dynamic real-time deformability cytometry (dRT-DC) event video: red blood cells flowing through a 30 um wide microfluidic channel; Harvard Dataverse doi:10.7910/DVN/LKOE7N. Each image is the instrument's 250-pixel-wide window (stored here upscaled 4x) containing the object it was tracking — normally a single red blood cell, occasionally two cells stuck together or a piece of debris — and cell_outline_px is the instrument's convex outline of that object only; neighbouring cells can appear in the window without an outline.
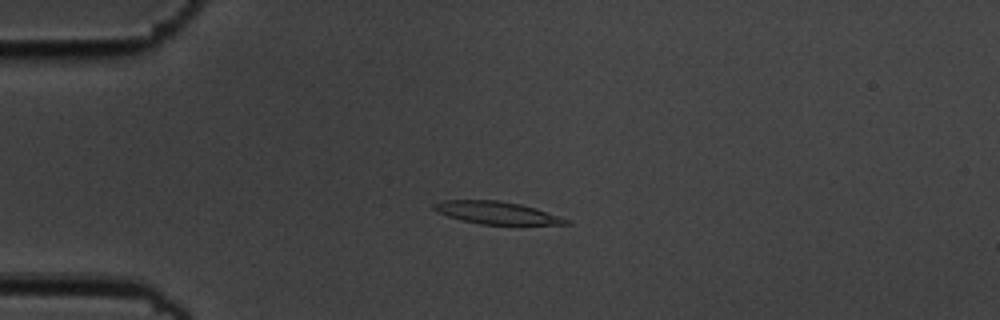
{"species": "common noctule bat (a hibernating species)", "species_latin": "Nyctalus noctula", "temperature_condition": "cold", "stored_images_in_passage": 3, "camera_frame_rate_fps": 3000, "um_per_image_px": 0.085, "animal": {"sex": "male", "body_mass_g": 19.5, "forearm_length_mm": 54.6}, "frame": {"image": 1, "passage_image": 3, "time_ms": 0.667, "image_size_px": [1000, 320], "cell_outline_px": [[572, 224], [480, 224], [460, 220], [436, 212], [432, 208], [432, 204], [440, 200], [500, 200], [520, 204], [536, 208], [572, 220]], "centroid_in_image_um": [42.2, 18.08], "position_along_channel_um": 42.8, "area_um2": 17.46}}